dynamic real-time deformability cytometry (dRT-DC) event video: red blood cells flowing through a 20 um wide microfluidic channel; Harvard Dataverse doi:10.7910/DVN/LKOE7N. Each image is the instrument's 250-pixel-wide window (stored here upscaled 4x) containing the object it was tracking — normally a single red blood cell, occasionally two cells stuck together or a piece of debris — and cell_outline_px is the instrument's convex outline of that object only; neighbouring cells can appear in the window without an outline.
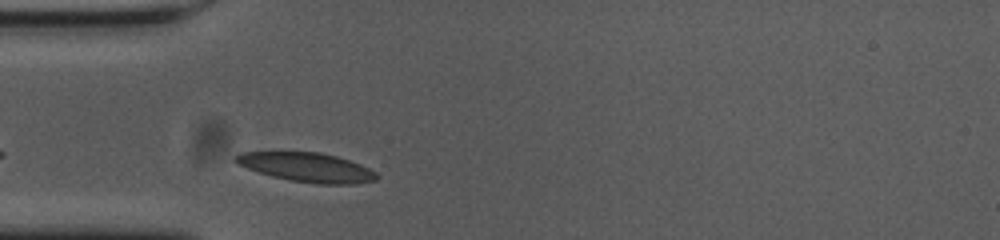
{"species": "common noctule bat (a hibernating species)", "species_latin": "Nyctalus noctula", "temperature_condition": "cold", "stored_images_in_passage": 28, "camera_frame_rate_fps": 3000, "um_per_image_px": 0.085, "animal": {"sex": "female", "body_mass_g": 23.0, "forearm_length_mm": 53.4}, "frame": {"image": 1, "passage_image": 1, "time_ms": 0.0, "image_size_px": [1000, 240], "cell_outline_px": [[380, 176], [376, 180], [352, 184], [320, 184], [288, 180], [272, 176], [236, 164], [232, 160], [232, 156], [240, 152], [320, 152], [336, 156], [360, 164], [376, 172]], "centroid_in_image_um": [26.05, 14.21], "position_along_channel_um": 58.9, "area_um2": 24.04}}
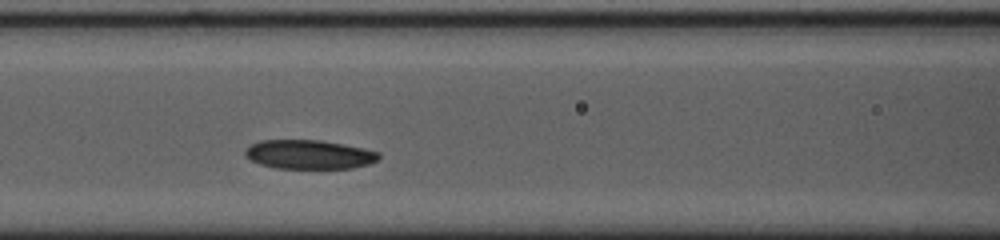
{"frame": {"image": 2, "passage_image": 8, "time_ms": 2.333, "image_size_px": [1000, 240], "cell_outline_px": [[380, 156], [376, 160], [368, 164], [352, 168], [276, 168], [260, 164], [244, 156], [244, 152], [252, 144], [260, 140], [320, 140], [364, 148], [380, 152]], "centroid_in_image_um": [26.27, 13.13], "position_along_channel_um": 140.3, "area_um2": 22.48}}
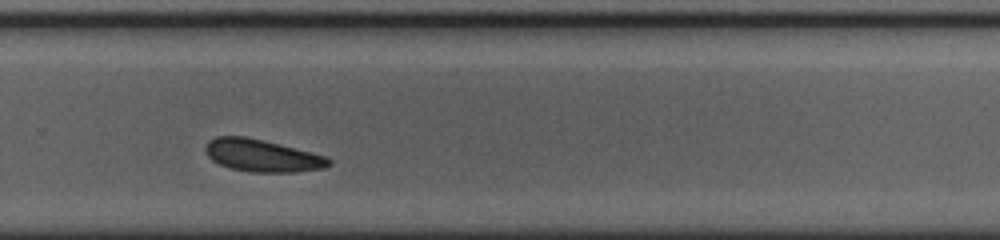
{"frame": {"image": 3, "passage_image": 22, "time_ms": 7.0, "image_size_px": [1000, 240], "cell_outline_px": [[332, 164], [324, 168], [296, 172], [248, 172], [232, 168], [220, 164], [212, 160], [208, 156], [204, 148], [208, 140], [216, 136], [244, 136], [264, 140], [328, 156], [332, 160]], "centroid_in_image_um": [22.3, 13.22], "position_along_channel_um": 307.5, "area_um2": 23.41}, "authors_computed_cell_mechanics": {"area_um2": 23.1778, "velocity_mm_per_s": 3.5889, "shape_relaxation_time_tau1_ms": 10.1317, "shape_relaxation_time_tau2_ms": 10.0671, "deformation_change_tau1": 0.1681, "deformation_change_tau2": 0.1497}}